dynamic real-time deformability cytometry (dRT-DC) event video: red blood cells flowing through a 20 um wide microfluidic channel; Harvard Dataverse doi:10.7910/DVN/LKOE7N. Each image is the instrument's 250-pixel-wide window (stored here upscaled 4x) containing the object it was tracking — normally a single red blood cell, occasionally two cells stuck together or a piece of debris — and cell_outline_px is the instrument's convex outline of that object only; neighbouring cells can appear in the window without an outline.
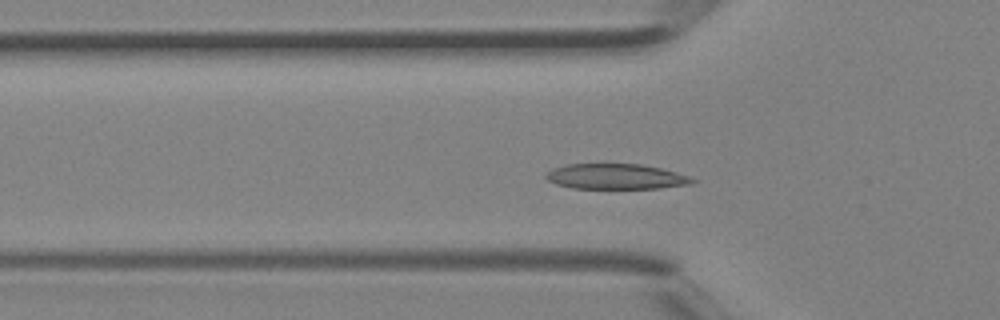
{"species": "Egyptian fruit bat (a non-hibernating species)", "species_latin": "Rousettus aegyptiacus", "temperature_condition": "room temperature", "stored_images_in_passage": 36, "camera_frame_rate_fps": 3000, "um_per_image_px": 0.085, "animal": {"sex": "female"}, "frame": {"image": 1, "passage_image": 9, "time_ms": 2.667, "image_size_px": [1000, 320], "cell_outline_px": [[700, 180], [692, 184], [660, 188], [572, 188], [556, 184], [548, 180], [544, 176], [552, 168], [568, 164], [604, 160], [640, 164], [660, 168], [676, 172]], "centroid_in_image_um": [52.33, 14.95], "position_along_channel_um": 73.5, "area_um2": 22.66}}
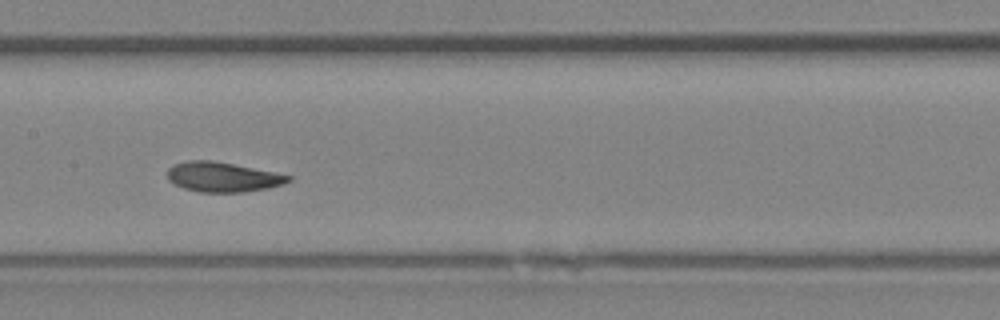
{"frame": {"image": 2, "passage_image": 16, "time_ms": 5.0, "image_size_px": [1000, 320], "cell_outline_px": [[292, 180], [268, 188], [244, 192], [200, 192], [184, 188], [168, 180], [168, 168], [172, 164], [188, 160], [212, 160], [292, 176]], "centroid_in_image_um": [18.88, 15.04], "position_along_channel_um": 188.5, "area_um2": 20.75}}
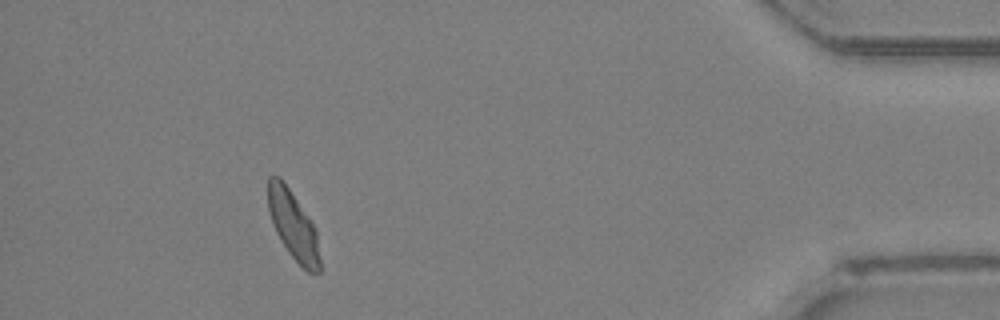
{"frame": {"image": 3, "passage_image": 33, "time_ms": 10.667, "image_size_px": [1000, 320], "cell_outline_px": [[320, 272], [308, 272], [288, 252], [280, 240], [272, 224], [268, 208], [268, 176], [280, 176], [316, 228], [320, 260]], "centroid_in_image_um": [24.91, 19.15], "position_along_channel_um": 410.3, "area_um2": 20.46}}